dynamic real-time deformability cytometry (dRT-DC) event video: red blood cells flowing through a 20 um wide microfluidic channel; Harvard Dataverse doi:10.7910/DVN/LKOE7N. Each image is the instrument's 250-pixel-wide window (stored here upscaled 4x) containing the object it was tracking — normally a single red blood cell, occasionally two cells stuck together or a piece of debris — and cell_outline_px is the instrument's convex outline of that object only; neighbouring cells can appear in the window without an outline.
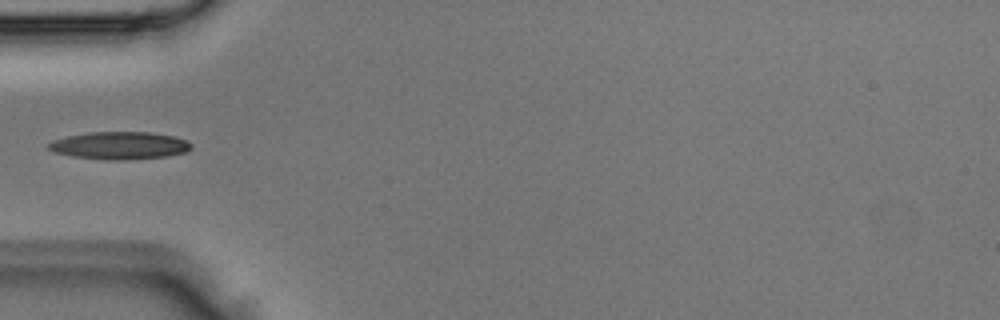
{"species": "Egyptian fruit bat (a non-hibernating species)", "species_latin": "Rousettus aegyptiacus", "temperature_condition": "room temperature", "stored_images_in_passage": 3, "camera_frame_rate_fps": 3000, "um_per_image_px": 0.085, "animal": {"sex": "male"}, "frame": {"image": 1, "passage_image": 3, "time_ms": 0.667, "image_size_px": [1000, 320], "cell_outline_px": [[192, 148], [184, 152], [168, 156], [120, 160], [104, 160], [72, 156], [56, 152], [48, 148], [48, 144], [52, 140], [68, 136], [92, 132], [148, 132], [172, 136], [188, 140], [192, 144]], "centroid_in_image_um": [10.18, 12.37], "position_along_channel_um": 74.8, "area_um2": 22.77}}